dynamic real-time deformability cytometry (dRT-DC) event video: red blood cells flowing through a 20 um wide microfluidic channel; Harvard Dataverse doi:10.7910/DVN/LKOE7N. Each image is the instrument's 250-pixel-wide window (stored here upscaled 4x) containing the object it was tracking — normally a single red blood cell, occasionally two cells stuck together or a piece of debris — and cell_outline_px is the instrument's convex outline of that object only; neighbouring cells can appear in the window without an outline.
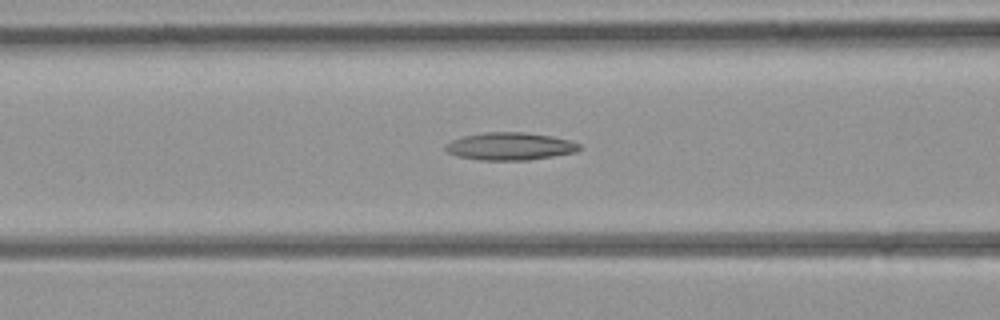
{"species": "common noctule bat (a hibernating species)", "species_latin": "Nyctalus noctula", "temperature_condition": "room temperature", "stored_images_in_passage": 39, "camera_frame_rate_fps": 3000, "um_per_image_px": 0.085, "animal": {"sex": "female", "body_mass_g": 21.9}, "frame": {"image": 1, "passage_image": 13, "time_ms": 4.0, "image_size_px": [1000, 320], "cell_outline_px": [[580, 148], [576, 152], [528, 160], [480, 160], [456, 156], [448, 152], [444, 148], [444, 144], [452, 140], [464, 136], [484, 132], [524, 132], [552, 136], [568, 140], [580, 144]], "centroid_in_image_um": [43.31, 12.43], "position_along_channel_um": 123.3, "area_um2": 21.5}}
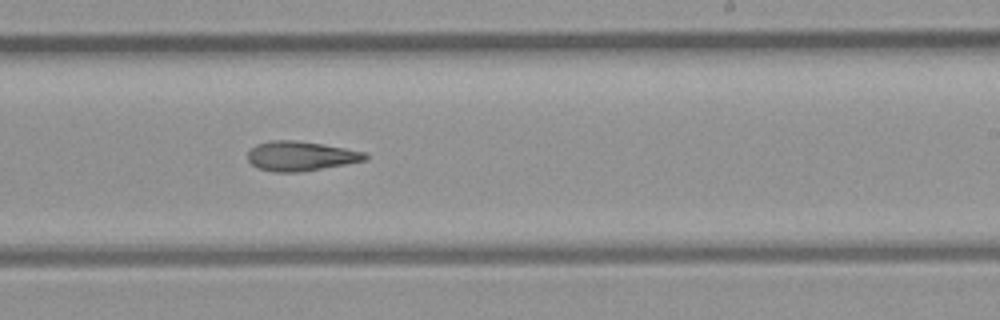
{"frame": {"image": 2, "passage_image": 22, "time_ms": 7.0, "image_size_px": [1000, 320], "cell_outline_px": [[368, 160], [300, 172], [272, 172], [260, 168], [252, 164], [248, 160], [248, 152], [256, 144], [268, 140], [296, 140], [324, 144], [364, 152], [368, 156]], "centroid_in_image_um": [25.55, 13.26], "position_along_channel_um": 263.5, "area_um2": 20.23}}
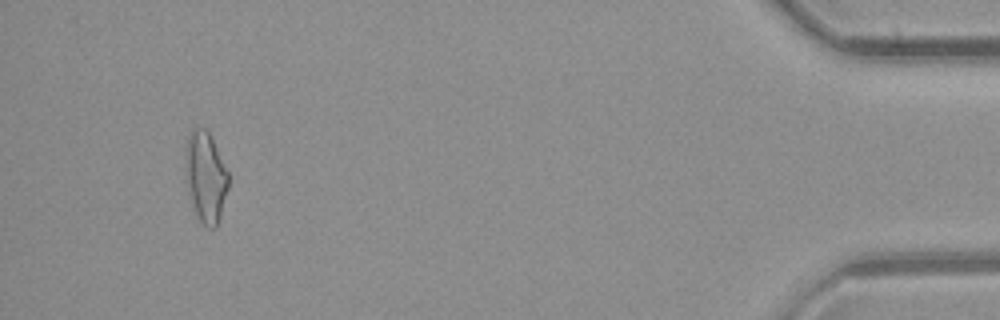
{"frame": {"image": 3, "passage_image": 37, "time_ms": 12.0, "image_size_px": [1000, 320], "cell_outline_px": [[228, 188], [220, 216], [216, 228], [208, 228], [200, 220], [196, 212], [188, 192], [184, 176], [188, 136], [192, 128], [204, 128], [208, 132], [228, 172]], "centroid_in_image_um": [17.46, 15.05], "position_along_channel_um": 417.7, "area_um2": 22.31}}